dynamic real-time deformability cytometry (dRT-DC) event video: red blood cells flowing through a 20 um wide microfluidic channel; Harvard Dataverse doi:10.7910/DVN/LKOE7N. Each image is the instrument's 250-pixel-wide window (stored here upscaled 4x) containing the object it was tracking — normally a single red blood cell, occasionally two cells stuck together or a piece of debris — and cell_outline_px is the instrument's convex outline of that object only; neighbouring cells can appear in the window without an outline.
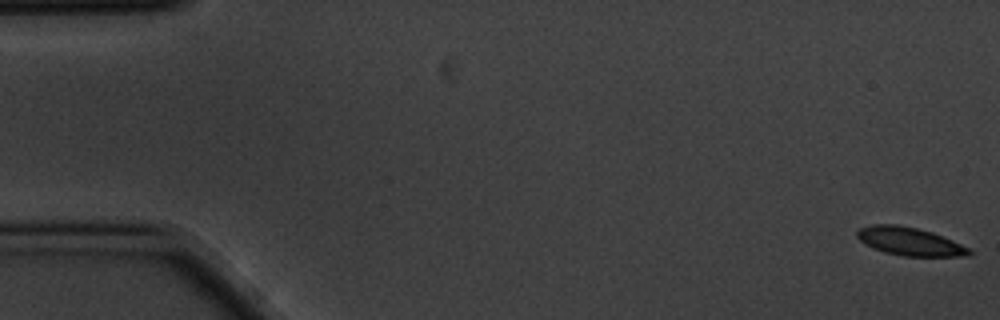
{"species": "common noctule bat (a hibernating species)", "species_latin": "Nyctalus noctula", "temperature_condition": "cold", "stored_images_in_passage": 9, "camera_frame_rate_fps": 3000, "um_per_image_px": 0.085, "animal": {"sex": "male", "body_mass_g": 20.1, "forearm_length_mm": 53.5}, "frame": {"image": 1, "passage_image": 1, "time_ms": 0.0, "image_size_px": [1000, 320], "cell_outline_px": [[972, 252], [968, 256], [904, 256], [884, 252], [872, 248], [864, 244], [856, 236], [856, 232], [860, 228], [872, 224], [896, 224], [916, 228], [932, 232], [952, 240], [968, 248]], "centroid_in_image_um": [77.28, 20.52], "position_along_channel_um": 7.7, "area_um2": 18.32}}
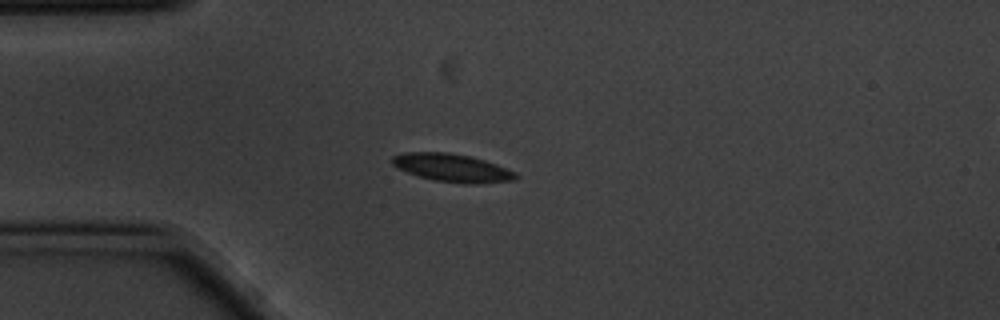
{"frame": {"image": 2, "passage_image": 4, "time_ms": 1.0, "image_size_px": [1000, 320], "cell_outline_px": [[520, 176], [516, 180], [476, 184], [464, 184], [432, 180], [396, 168], [392, 164], [392, 156], [404, 152], [448, 152], [472, 156], [496, 164], [516, 172]], "centroid_in_image_um": [38.46, 14.27], "position_along_channel_um": 46.5, "area_um2": 20.4}}